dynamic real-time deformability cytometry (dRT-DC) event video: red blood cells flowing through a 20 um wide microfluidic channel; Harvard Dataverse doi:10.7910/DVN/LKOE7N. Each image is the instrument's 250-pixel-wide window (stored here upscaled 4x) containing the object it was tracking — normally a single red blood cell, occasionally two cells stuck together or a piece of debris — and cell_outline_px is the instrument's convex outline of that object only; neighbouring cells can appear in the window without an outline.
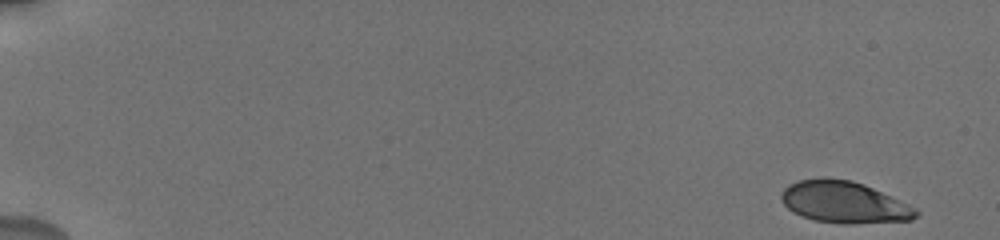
{"species": "human", "species_latin": "Homo sapiens", "temperature_condition": "cold", "stored_images_in_passage": 25, "camera_frame_rate_fps": 3000, "um_per_image_px": 0.085, "donor": {"sex": "male"}, "frame": {"image": 1, "passage_image": 1, "time_ms": 0.0, "image_size_px": [1000, 240], "cell_outline_px": [[920, 212], [912, 220], [848, 224], [840, 224], [816, 220], [800, 216], [792, 212], [780, 200], [780, 196], [784, 188], [788, 184], [800, 180], [824, 176], [852, 180], [864, 184], [908, 204], [916, 208]], "centroid_in_image_um": [71.71, 17.18], "position_along_channel_um": 13.3, "area_um2": 33.0}}
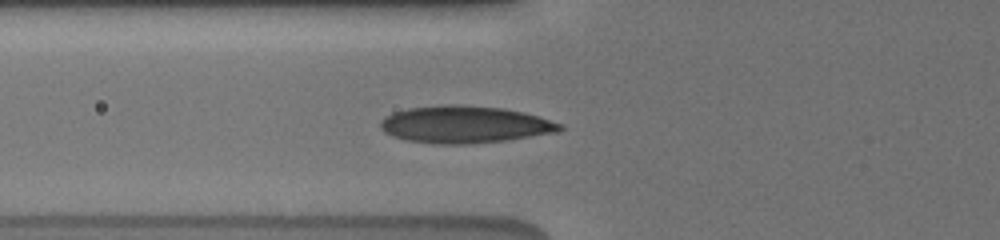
{"frame": {"image": 2, "passage_image": 16, "time_ms": 6.667, "image_size_px": [1000, 240], "cell_outline_px": [[564, 128], [560, 132], [504, 140], [472, 144], [436, 144], [408, 140], [392, 136], [384, 132], [380, 128], [380, 120], [384, 116], [392, 112], [408, 108], [444, 104], [464, 104], [504, 108], [524, 112], [564, 124]], "centroid_in_image_um": [39.5, 10.57], "position_along_channel_um": 86.3, "area_um2": 39.3}}
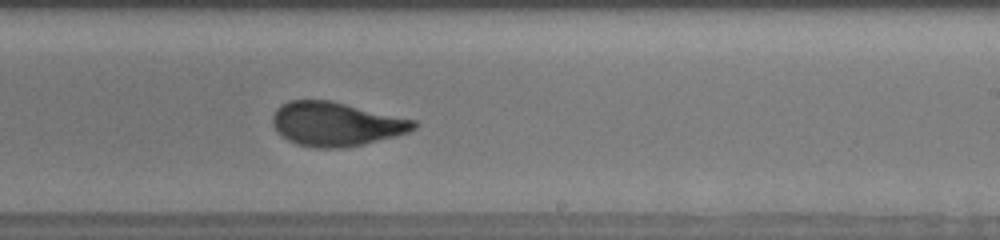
{"frame": {"image": 3, "passage_image": 25, "time_ms": 11.333, "image_size_px": [1000, 240], "cell_outline_px": [[420, 124], [416, 128], [408, 132], [396, 136], [344, 148], [316, 148], [296, 144], [280, 136], [276, 132], [272, 124], [272, 116], [276, 108], [280, 104], [288, 100], [332, 100], [416, 120]], "centroid_in_image_um": [28.54, 10.53], "position_along_channel_um": 260.5, "area_um2": 36.65}}